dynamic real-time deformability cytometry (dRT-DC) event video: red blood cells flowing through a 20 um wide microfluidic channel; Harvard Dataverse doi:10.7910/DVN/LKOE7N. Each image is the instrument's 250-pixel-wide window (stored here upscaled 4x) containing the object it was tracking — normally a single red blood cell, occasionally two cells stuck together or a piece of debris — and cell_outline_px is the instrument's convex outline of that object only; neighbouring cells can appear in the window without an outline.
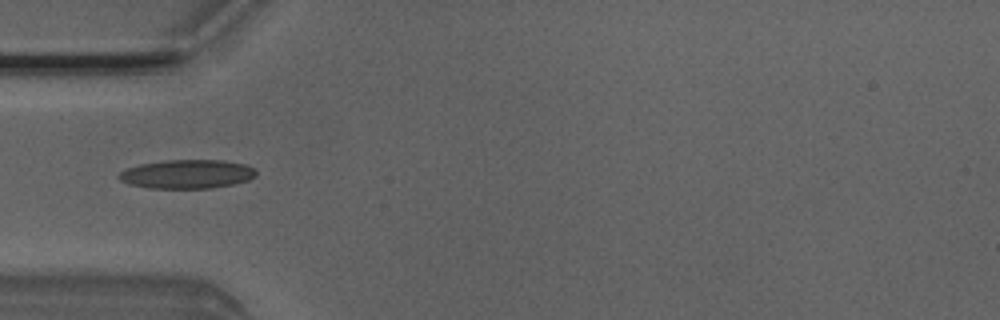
{"species": "Egyptian fruit bat (a non-hibernating species)", "species_latin": "Rousettus aegyptiacus", "temperature_condition": "room temperature", "stored_images_in_passage": 4, "camera_frame_rate_fps": 3000, "um_per_image_px": 0.085, "animal": {"sex": "male"}, "frame": {"image": 1, "passage_image": 4, "time_ms": 1.0, "image_size_px": [1000, 320], "cell_outline_px": [[256, 176], [248, 180], [232, 184], [212, 188], [148, 188], [128, 184], [120, 180], [116, 176], [120, 172], [128, 168], [140, 164], [164, 160], [224, 160], [248, 164], [256, 172]], "centroid_in_image_um": [15.89, 14.79], "position_along_channel_um": 69.1, "area_um2": 23.18}}